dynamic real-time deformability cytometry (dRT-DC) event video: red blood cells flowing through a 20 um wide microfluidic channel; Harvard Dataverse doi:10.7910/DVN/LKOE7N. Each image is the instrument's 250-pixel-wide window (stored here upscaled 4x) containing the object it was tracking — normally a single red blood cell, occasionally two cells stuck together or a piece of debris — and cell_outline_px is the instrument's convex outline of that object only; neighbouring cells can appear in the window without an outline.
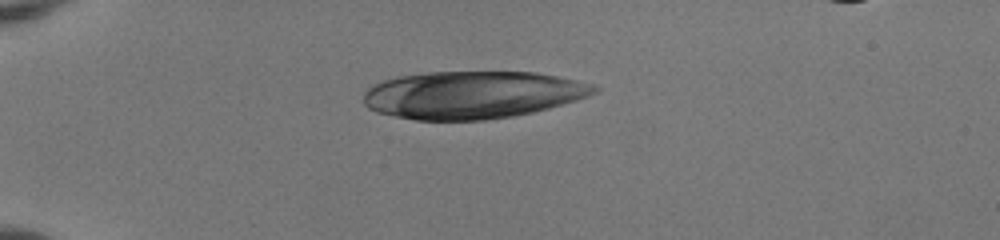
{"species": "human", "species_latin": "Homo sapiens", "temperature_condition": "room temperature", "stored_images_in_passage": 52, "camera_frame_rate_fps": 3000, "um_per_image_px": 0.085, "donor": {"sex": "female"}, "frame": {"image": 1, "passage_image": 15, "time_ms": 4.667, "image_size_px": [1000, 240], "cell_outline_px": [[600, 88], [596, 92], [588, 96], [576, 100], [548, 108], [532, 112], [512, 116], [484, 120], [416, 120], [376, 112], [368, 108], [364, 104], [364, 92], [372, 84], [396, 76], [428, 72], [536, 72], [596, 84]], "centroid_in_image_um": [40.14, 8.05], "position_along_channel_um": 44.9, "area_um2": 63.98}}